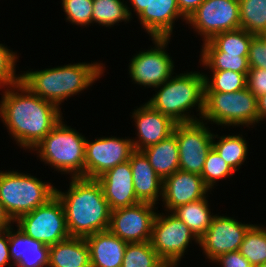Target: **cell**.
<instances>
[{"label": "cell", "mask_w": 266, "mask_h": 267, "mask_svg": "<svg viewBox=\"0 0 266 267\" xmlns=\"http://www.w3.org/2000/svg\"><path fill=\"white\" fill-rule=\"evenodd\" d=\"M133 110L131 119L137 131V137L131 139L134 150L142 151L173 134L177 123L171 117L152 108L147 102Z\"/></svg>", "instance_id": "16"}, {"label": "cell", "mask_w": 266, "mask_h": 267, "mask_svg": "<svg viewBox=\"0 0 266 267\" xmlns=\"http://www.w3.org/2000/svg\"><path fill=\"white\" fill-rule=\"evenodd\" d=\"M55 195L56 187L51 182L42 181L27 172L0 170V202L13 222Z\"/></svg>", "instance_id": "6"}, {"label": "cell", "mask_w": 266, "mask_h": 267, "mask_svg": "<svg viewBox=\"0 0 266 267\" xmlns=\"http://www.w3.org/2000/svg\"><path fill=\"white\" fill-rule=\"evenodd\" d=\"M180 12L188 18L205 0H176Z\"/></svg>", "instance_id": "41"}, {"label": "cell", "mask_w": 266, "mask_h": 267, "mask_svg": "<svg viewBox=\"0 0 266 267\" xmlns=\"http://www.w3.org/2000/svg\"><path fill=\"white\" fill-rule=\"evenodd\" d=\"M133 173L134 190L140 202L160 204L162 199L163 180L154 171L142 151L134 150L129 158Z\"/></svg>", "instance_id": "21"}, {"label": "cell", "mask_w": 266, "mask_h": 267, "mask_svg": "<svg viewBox=\"0 0 266 267\" xmlns=\"http://www.w3.org/2000/svg\"><path fill=\"white\" fill-rule=\"evenodd\" d=\"M252 225L250 222L242 223L235 217L216 213L207 231L199 239L198 247L209 262L222 254L239 251L244 235Z\"/></svg>", "instance_id": "13"}, {"label": "cell", "mask_w": 266, "mask_h": 267, "mask_svg": "<svg viewBox=\"0 0 266 267\" xmlns=\"http://www.w3.org/2000/svg\"><path fill=\"white\" fill-rule=\"evenodd\" d=\"M111 210L140 203L135 195L130 162L118 164L97 178Z\"/></svg>", "instance_id": "18"}, {"label": "cell", "mask_w": 266, "mask_h": 267, "mask_svg": "<svg viewBox=\"0 0 266 267\" xmlns=\"http://www.w3.org/2000/svg\"><path fill=\"white\" fill-rule=\"evenodd\" d=\"M158 212L153 221L150 242L168 267H179L181 259L190 248L189 244L193 242L199 245V240L189 227L172 212Z\"/></svg>", "instance_id": "8"}, {"label": "cell", "mask_w": 266, "mask_h": 267, "mask_svg": "<svg viewBox=\"0 0 266 267\" xmlns=\"http://www.w3.org/2000/svg\"><path fill=\"white\" fill-rule=\"evenodd\" d=\"M254 34L244 29L221 32L210 41L202 43L200 52H226L227 54H248Z\"/></svg>", "instance_id": "27"}, {"label": "cell", "mask_w": 266, "mask_h": 267, "mask_svg": "<svg viewBox=\"0 0 266 267\" xmlns=\"http://www.w3.org/2000/svg\"><path fill=\"white\" fill-rule=\"evenodd\" d=\"M247 88L258 98L266 93V68H250Z\"/></svg>", "instance_id": "38"}, {"label": "cell", "mask_w": 266, "mask_h": 267, "mask_svg": "<svg viewBox=\"0 0 266 267\" xmlns=\"http://www.w3.org/2000/svg\"><path fill=\"white\" fill-rule=\"evenodd\" d=\"M86 139L63 117L31 152L58 173L85 178Z\"/></svg>", "instance_id": "5"}, {"label": "cell", "mask_w": 266, "mask_h": 267, "mask_svg": "<svg viewBox=\"0 0 266 267\" xmlns=\"http://www.w3.org/2000/svg\"><path fill=\"white\" fill-rule=\"evenodd\" d=\"M48 267H91L89 246L83 237H70L51 245Z\"/></svg>", "instance_id": "23"}, {"label": "cell", "mask_w": 266, "mask_h": 267, "mask_svg": "<svg viewBox=\"0 0 266 267\" xmlns=\"http://www.w3.org/2000/svg\"><path fill=\"white\" fill-rule=\"evenodd\" d=\"M136 18L150 38H172L175 21L187 20L176 0H152Z\"/></svg>", "instance_id": "19"}, {"label": "cell", "mask_w": 266, "mask_h": 267, "mask_svg": "<svg viewBox=\"0 0 266 267\" xmlns=\"http://www.w3.org/2000/svg\"><path fill=\"white\" fill-rule=\"evenodd\" d=\"M132 137L120 138L114 135L86 139L85 178L97 179L105 171L129 161L134 151Z\"/></svg>", "instance_id": "14"}, {"label": "cell", "mask_w": 266, "mask_h": 267, "mask_svg": "<svg viewBox=\"0 0 266 267\" xmlns=\"http://www.w3.org/2000/svg\"><path fill=\"white\" fill-rule=\"evenodd\" d=\"M121 267H168L150 241L127 243Z\"/></svg>", "instance_id": "31"}, {"label": "cell", "mask_w": 266, "mask_h": 267, "mask_svg": "<svg viewBox=\"0 0 266 267\" xmlns=\"http://www.w3.org/2000/svg\"><path fill=\"white\" fill-rule=\"evenodd\" d=\"M205 77V92H237L247 87V74L232 70H210ZM211 76V77H210Z\"/></svg>", "instance_id": "33"}, {"label": "cell", "mask_w": 266, "mask_h": 267, "mask_svg": "<svg viewBox=\"0 0 266 267\" xmlns=\"http://www.w3.org/2000/svg\"><path fill=\"white\" fill-rule=\"evenodd\" d=\"M125 2V3H124ZM125 0H93L92 26L113 27L118 23H129L132 19Z\"/></svg>", "instance_id": "28"}, {"label": "cell", "mask_w": 266, "mask_h": 267, "mask_svg": "<svg viewBox=\"0 0 266 267\" xmlns=\"http://www.w3.org/2000/svg\"><path fill=\"white\" fill-rule=\"evenodd\" d=\"M0 267H14L9 253V228L0 231Z\"/></svg>", "instance_id": "40"}, {"label": "cell", "mask_w": 266, "mask_h": 267, "mask_svg": "<svg viewBox=\"0 0 266 267\" xmlns=\"http://www.w3.org/2000/svg\"><path fill=\"white\" fill-rule=\"evenodd\" d=\"M235 171L221 158L218 153L211 148L206 156L201 177L205 185L212 191L220 180L234 177ZM232 176V177H231Z\"/></svg>", "instance_id": "34"}, {"label": "cell", "mask_w": 266, "mask_h": 267, "mask_svg": "<svg viewBox=\"0 0 266 267\" xmlns=\"http://www.w3.org/2000/svg\"><path fill=\"white\" fill-rule=\"evenodd\" d=\"M239 252L251 263L259 267L266 261V227L253 224L245 233Z\"/></svg>", "instance_id": "30"}, {"label": "cell", "mask_w": 266, "mask_h": 267, "mask_svg": "<svg viewBox=\"0 0 266 267\" xmlns=\"http://www.w3.org/2000/svg\"><path fill=\"white\" fill-rule=\"evenodd\" d=\"M60 3L66 22L83 28L92 24L93 0H61Z\"/></svg>", "instance_id": "35"}, {"label": "cell", "mask_w": 266, "mask_h": 267, "mask_svg": "<svg viewBox=\"0 0 266 267\" xmlns=\"http://www.w3.org/2000/svg\"><path fill=\"white\" fill-rule=\"evenodd\" d=\"M25 235L51 246L70 238L62 202L55 195L47 203L14 222Z\"/></svg>", "instance_id": "9"}, {"label": "cell", "mask_w": 266, "mask_h": 267, "mask_svg": "<svg viewBox=\"0 0 266 267\" xmlns=\"http://www.w3.org/2000/svg\"><path fill=\"white\" fill-rule=\"evenodd\" d=\"M171 38H151L153 47L139 51L129 60L128 74L131 82L143 89L156 88L175 72V62L167 51Z\"/></svg>", "instance_id": "10"}, {"label": "cell", "mask_w": 266, "mask_h": 267, "mask_svg": "<svg viewBox=\"0 0 266 267\" xmlns=\"http://www.w3.org/2000/svg\"><path fill=\"white\" fill-rule=\"evenodd\" d=\"M14 222L4 210L3 204L0 202V231H4L11 227Z\"/></svg>", "instance_id": "43"}, {"label": "cell", "mask_w": 266, "mask_h": 267, "mask_svg": "<svg viewBox=\"0 0 266 267\" xmlns=\"http://www.w3.org/2000/svg\"><path fill=\"white\" fill-rule=\"evenodd\" d=\"M201 121L224 129L253 128L259 124L257 97L247 87L237 92H205Z\"/></svg>", "instance_id": "7"}, {"label": "cell", "mask_w": 266, "mask_h": 267, "mask_svg": "<svg viewBox=\"0 0 266 267\" xmlns=\"http://www.w3.org/2000/svg\"><path fill=\"white\" fill-rule=\"evenodd\" d=\"M208 194H212L211 190L199 174L178 170L163 180L162 207L164 211L172 212L178 206L203 199Z\"/></svg>", "instance_id": "17"}, {"label": "cell", "mask_w": 266, "mask_h": 267, "mask_svg": "<svg viewBox=\"0 0 266 267\" xmlns=\"http://www.w3.org/2000/svg\"><path fill=\"white\" fill-rule=\"evenodd\" d=\"M153 90L155 95L153 93L146 102L161 114L171 117L176 123L201 120L205 98L204 72L186 70L184 73H174ZM192 109H196L199 115L195 116Z\"/></svg>", "instance_id": "4"}, {"label": "cell", "mask_w": 266, "mask_h": 267, "mask_svg": "<svg viewBox=\"0 0 266 267\" xmlns=\"http://www.w3.org/2000/svg\"><path fill=\"white\" fill-rule=\"evenodd\" d=\"M259 123L266 121V93L257 98Z\"/></svg>", "instance_id": "44"}, {"label": "cell", "mask_w": 266, "mask_h": 267, "mask_svg": "<svg viewBox=\"0 0 266 267\" xmlns=\"http://www.w3.org/2000/svg\"><path fill=\"white\" fill-rule=\"evenodd\" d=\"M127 6H128V12H129V15H130V18L133 19V15H132V12H135L136 13V16L138 17L139 14L147 7V5H149L151 3L152 0H126ZM129 6H132L129 7ZM133 10V11H132Z\"/></svg>", "instance_id": "42"}, {"label": "cell", "mask_w": 266, "mask_h": 267, "mask_svg": "<svg viewBox=\"0 0 266 267\" xmlns=\"http://www.w3.org/2000/svg\"><path fill=\"white\" fill-rule=\"evenodd\" d=\"M18 60L17 51L14 52L0 43V88L21 82V74H16Z\"/></svg>", "instance_id": "36"}, {"label": "cell", "mask_w": 266, "mask_h": 267, "mask_svg": "<svg viewBox=\"0 0 266 267\" xmlns=\"http://www.w3.org/2000/svg\"><path fill=\"white\" fill-rule=\"evenodd\" d=\"M49 248L25 235L14 224L9 227V253L14 267H48Z\"/></svg>", "instance_id": "20"}, {"label": "cell", "mask_w": 266, "mask_h": 267, "mask_svg": "<svg viewBox=\"0 0 266 267\" xmlns=\"http://www.w3.org/2000/svg\"><path fill=\"white\" fill-rule=\"evenodd\" d=\"M142 152L162 180L179 170L178 142L174 133L159 143L146 147Z\"/></svg>", "instance_id": "24"}, {"label": "cell", "mask_w": 266, "mask_h": 267, "mask_svg": "<svg viewBox=\"0 0 266 267\" xmlns=\"http://www.w3.org/2000/svg\"><path fill=\"white\" fill-rule=\"evenodd\" d=\"M248 146L243 133L222 136L216 133L213 136L212 148L235 172L239 171L246 159H248Z\"/></svg>", "instance_id": "26"}, {"label": "cell", "mask_w": 266, "mask_h": 267, "mask_svg": "<svg viewBox=\"0 0 266 267\" xmlns=\"http://www.w3.org/2000/svg\"><path fill=\"white\" fill-rule=\"evenodd\" d=\"M211 263H215L221 267H253L249 260H247L239 251L222 254Z\"/></svg>", "instance_id": "39"}, {"label": "cell", "mask_w": 266, "mask_h": 267, "mask_svg": "<svg viewBox=\"0 0 266 267\" xmlns=\"http://www.w3.org/2000/svg\"><path fill=\"white\" fill-rule=\"evenodd\" d=\"M156 205L146 202L111 211L108 230L127 243L151 241Z\"/></svg>", "instance_id": "15"}, {"label": "cell", "mask_w": 266, "mask_h": 267, "mask_svg": "<svg viewBox=\"0 0 266 267\" xmlns=\"http://www.w3.org/2000/svg\"><path fill=\"white\" fill-rule=\"evenodd\" d=\"M207 125L201 120L175 125L173 133L178 142L179 170L201 175L213 145L214 133Z\"/></svg>", "instance_id": "12"}, {"label": "cell", "mask_w": 266, "mask_h": 267, "mask_svg": "<svg viewBox=\"0 0 266 267\" xmlns=\"http://www.w3.org/2000/svg\"><path fill=\"white\" fill-rule=\"evenodd\" d=\"M0 91L1 122L16 145L31 153L62 120V108L32 93L21 82L1 87Z\"/></svg>", "instance_id": "1"}, {"label": "cell", "mask_w": 266, "mask_h": 267, "mask_svg": "<svg viewBox=\"0 0 266 267\" xmlns=\"http://www.w3.org/2000/svg\"><path fill=\"white\" fill-rule=\"evenodd\" d=\"M90 250L91 267H121L127 246L109 230L85 237Z\"/></svg>", "instance_id": "22"}, {"label": "cell", "mask_w": 266, "mask_h": 267, "mask_svg": "<svg viewBox=\"0 0 266 267\" xmlns=\"http://www.w3.org/2000/svg\"><path fill=\"white\" fill-rule=\"evenodd\" d=\"M199 63L204 70H232L248 74V54H227L226 52H200Z\"/></svg>", "instance_id": "29"}, {"label": "cell", "mask_w": 266, "mask_h": 267, "mask_svg": "<svg viewBox=\"0 0 266 267\" xmlns=\"http://www.w3.org/2000/svg\"><path fill=\"white\" fill-rule=\"evenodd\" d=\"M261 35L262 36H266V30Z\"/></svg>", "instance_id": "46"}, {"label": "cell", "mask_w": 266, "mask_h": 267, "mask_svg": "<svg viewBox=\"0 0 266 267\" xmlns=\"http://www.w3.org/2000/svg\"><path fill=\"white\" fill-rule=\"evenodd\" d=\"M32 70L20 73L21 83L32 93L61 108L65 100L92 87L104 75L106 67L95 61Z\"/></svg>", "instance_id": "3"}, {"label": "cell", "mask_w": 266, "mask_h": 267, "mask_svg": "<svg viewBox=\"0 0 266 267\" xmlns=\"http://www.w3.org/2000/svg\"><path fill=\"white\" fill-rule=\"evenodd\" d=\"M69 187L56 195L62 202L71 237H87L109 228L111 208L97 179L70 178Z\"/></svg>", "instance_id": "2"}, {"label": "cell", "mask_w": 266, "mask_h": 267, "mask_svg": "<svg viewBox=\"0 0 266 267\" xmlns=\"http://www.w3.org/2000/svg\"><path fill=\"white\" fill-rule=\"evenodd\" d=\"M247 58L249 68H266V36L252 37Z\"/></svg>", "instance_id": "37"}, {"label": "cell", "mask_w": 266, "mask_h": 267, "mask_svg": "<svg viewBox=\"0 0 266 267\" xmlns=\"http://www.w3.org/2000/svg\"><path fill=\"white\" fill-rule=\"evenodd\" d=\"M259 267H266V261L262 263Z\"/></svg>", "instance_id": "45"}, {"label": "cell", "mask_w": 266, "mask_h": 267, "mask_svg": "<svg viewBox=\"0 0 266 267\" xmlns=\"http://www.w3.org/2000/svg\"><path fill=\"white\" fill-rule=\"evenodd\" d=\"M207 199H209L208 196L203 199L178 206L172 211L174 215H176L189 227L198 240L207 231L214 217V213H212L211 208H209L211 205L208 203L209 201Z\"/></svg>", "instance_id": "25"}, {"label": "cell", "mask_w": 266, "mask_h": 267, "mask_svg": "<svg viewBox=\"0 0 266 267\" xmlns=\"http://www.w3.org/2000/svg\"><path fill=\"white\" fill-rule=\"evenodd\" d=\"M240 28L254 35L266 30V0H239Z\"/></svg>", "instance_id": "32"}, {"label": "cell", "mask_w": 266, "mask_h": 267, "mask_svg": "<svg viewBox=\"0 0 266 267\" xmlns=\"http://www.w3.org/2000/svg\"><path fill=\"white\" fill-rule=\"evenodd\" d=\"M203 43L221 32L240 28L239 0H205L186 20Z\"/></svg>", "instance_id": "11"}]
</instances>
